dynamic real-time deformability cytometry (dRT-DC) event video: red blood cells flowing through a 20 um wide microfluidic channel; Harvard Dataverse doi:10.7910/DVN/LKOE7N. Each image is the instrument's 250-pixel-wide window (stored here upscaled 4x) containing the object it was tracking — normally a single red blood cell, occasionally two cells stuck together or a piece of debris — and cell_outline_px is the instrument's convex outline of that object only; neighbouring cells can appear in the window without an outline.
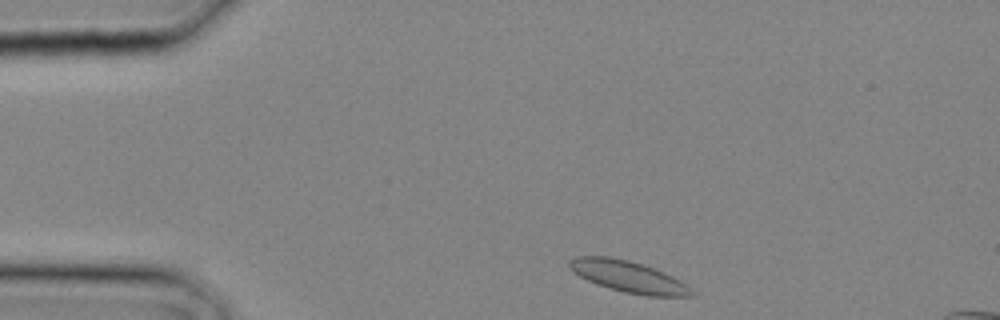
{"species": "common noctule bat (a hibernating species)", "species_latin": "Nyctalus noctula", "temperature_condition": "cold", "stored_images_in_passage": 2, "camera_frame_rate_fps": 3000, "um_per_image_px": 0.085, "animal": {"sex": "male", "body_mass_g": 20.4}, "frame": {"image": 1, "passage_image": 1, "time_ms": 0.0, "image_size_px": [1000, 320], "cell_outline_px": [[696, 296], [648, 296], [624, 292], [608, 288], [596, 284], [572, 272], [568, 264], [568, 260], [576, 256], [608, 256], [628, 260], [652, 268], [672, 276], [680, 280], [696, 292]], "centroid_in_image_um": [53.4, 23.52], "position_along_channel_um": 31.6, "area_um2": 22.31}}